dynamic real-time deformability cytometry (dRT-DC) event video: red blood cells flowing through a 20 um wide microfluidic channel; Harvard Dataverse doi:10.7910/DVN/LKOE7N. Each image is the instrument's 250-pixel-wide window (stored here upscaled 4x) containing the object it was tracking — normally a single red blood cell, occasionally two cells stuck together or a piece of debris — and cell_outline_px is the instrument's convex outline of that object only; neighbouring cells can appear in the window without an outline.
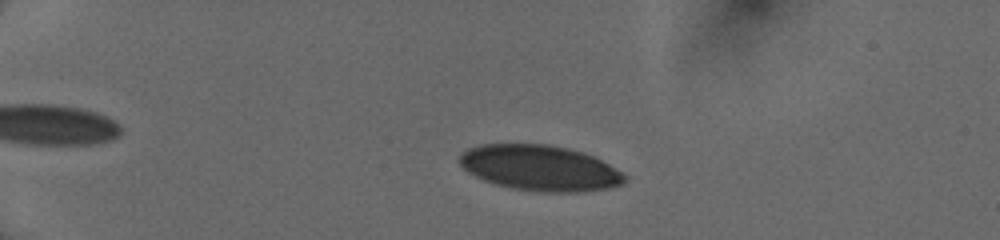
{"species": "human", "species_latin": "Homo sapiens", "temperature_condition": "cold", "stored_images_in_passage": 52, "camera_frame_rate_fps": 3000, "um_per_image_px": 0.085, "donor": {"sex": "female"}, "frame": {"image": 1, "passage_image": 13, "time_ms": 4.0, "image_size_px": [1000, 240], "cell_outline_px": [[628, 180], [624, 184], [608, 188], [580, 192], [548, 192], [512, 188], [496, 184], [484, 180], [468, 172], [460, 164], [460, 152], [468, 148], [480, 144], [548, 144], [568, 148], [584, 152], [608, 164], [628, 176]], "centroid_in_image_um": [45.91, 14.27], "position_along_channel_um": 39.1, "area_um2": 43.87}}
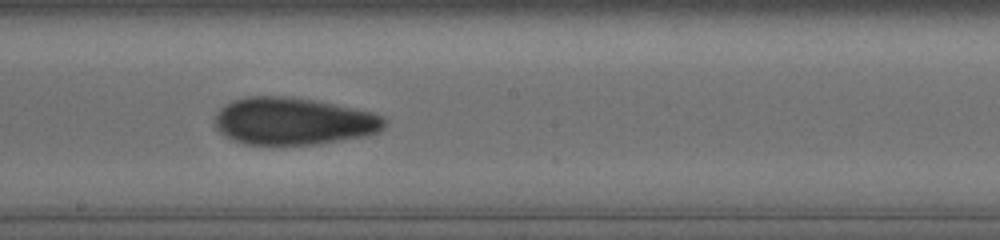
{"frame": {"image": 2, "passage_image": 32, "time_ms": 10.333, "image_size_px": [1000, 240], "cell_outline_px": [[384, 128], [380, 132], [364, 136], [316, 144], [244, 144], [232, 140], [224, 136], [212, 124], [216, 112], [224, 104], [232, 100], [248, 96], [284, 96], [320, 100], [372, 112], [380, 116], [384, 120]], "centroid_in_image_um": [24.88, 10.29], "position_along_channel_um": 223.3, "area_um2": 47.11}}
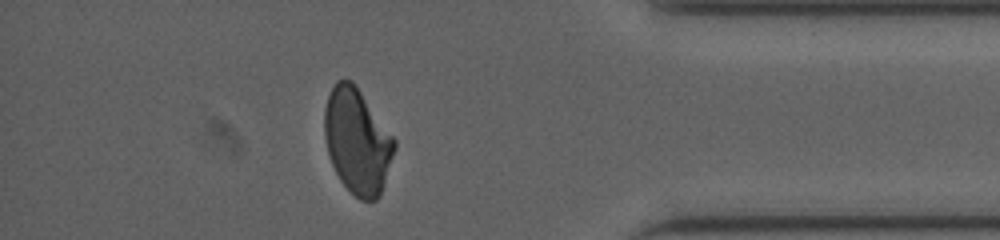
{"frame": {"image": 3, "passage_image": 47, "time_ms": 15.333, "image_size_px": [1000, 240], "cell_outline_px": [[396, 148], [380, 196], [376, 200], [360, 200], [340, 180], [332, 164], [328, 152], [324, 136], [324, 108], [328, 96], [336, 80], [352, 80], [356, 84], [396, 140]], "centroid_in_image_um": [30.37, 11.98], "position_along_channel_um": 404.8, "area_um2": 42.83}, "authors_computed_cell_mechanics": {"area_um2": 44.4771, "velocity_mm_per_s": 4.0534, "shape_relaxation_time_tau1_ms": 9.1789, "shape_relaxation_time_tau2_ms": 3.0111, "deformation_change_tau1": 0.2106, "deformation_change_tau2": 0.0939}}